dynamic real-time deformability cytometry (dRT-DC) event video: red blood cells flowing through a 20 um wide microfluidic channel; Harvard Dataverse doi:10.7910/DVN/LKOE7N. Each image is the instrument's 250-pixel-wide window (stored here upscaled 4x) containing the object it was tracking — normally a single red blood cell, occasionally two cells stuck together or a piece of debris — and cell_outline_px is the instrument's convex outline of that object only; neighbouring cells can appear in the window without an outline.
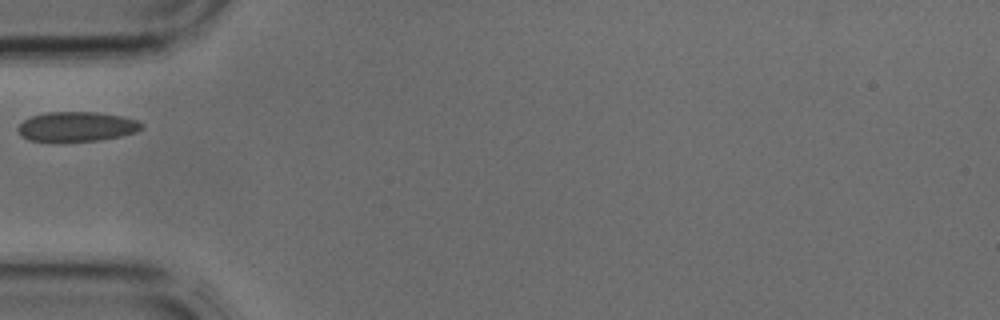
{"species": "common noctule bat (a hibernating species)", "species_latin": "Nyctalus noctula", "temperature_condition": "cold", "stored_images_in_passage": 1, "camera_frame_rate_fps": 3000, "um_per_image_px": 0.085, "animal": {"sex": "male", "body_mass_g": 17.9, "forearm_length_mm": 54.2}, "frame": {"image": 1, "passage_image": 1, "time_ms": 0.0, "image_size_px": [1000, 320], "cell_outline_px": [[144, 128], [136, 132], [120, 136], [100, 140], [28, 140], [20, 136], [16, 128], [24, 120], [32, 116], [48, 112], [96, 112], [120, 116], [136, 120], [144, 124]], "centroid_in_image_um": [6.53, 10.75], "position_along_channel_um": 78.5, "area_um2": 21.1}}